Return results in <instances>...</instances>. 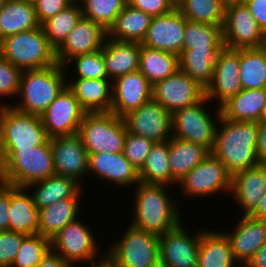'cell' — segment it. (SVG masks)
Returning a JSON list of instances; mask_svg holds the SVG:
<instances>
[{
  "label": "cell",
  "mask_w": 266,
  "mask_h": 267,
  "mask_svg": "<svg viewBox=\"0 0 266 267\" xmlns=\"http://www.w3.org/2000/svg\"><path fill=\"white\" fill-rule=\"evenodd\" d=\"M171 186L164 184H147L139 182L133 193V215L129 223L146 232L158 236L177 227L182 220L181 201L174 198L169 189ZM167 190V191H166ZM180 203V204H179ZM179 204V205H178Z\"/></svg>",
  "instance_id": "cell-1"
},
{
  "label": "cell",
  "mask_w": 266,
  "mask_h": 267,
  "mask_svg": "<svg viewBox=\"0 0 266 267\" xmlns=\"http://www.w3.org/2000/svg\"><path fill=\"white\" fill-rule=\"evenodd\" d=\"M257 139V122L232 121L221 114L211 153L234 175L259 164Z\"/></svg>",
  "instance_id": "cell-2"
},
{
  "label": "cell",
  "mask_w": 266,
  "mask_h": 267,
  "mask_svg": "<svg viewBox=\"0 0 266 267\" xmlns=\"http://www.w3.org/2000/svg\"><path fill=\"white\" fill-rule=\"evenodd\" d=\"M67 74L59 63L43 69L22 70L16 97L19 100L10 105L21 112L42 116L67 86Z\"/></svg>",
  "instance_id": "cell-3"
},
{
  "label": "cell",
  "mask_w": 266,
  "mask_h": 267,
  "mask_svg": "<svg viewBox=\"0 0 266 267\" xmlns=\"http://www.w3.org/2000/svg\"><path fill=\"white\" fill-rule=\"evenodd\" d=\"M55 173L50 141L26 149H0V182L4 184L26 187Z\"/></svg>",
  "instance_id": "cell-4"
},
{
  "label": "cell",
  "mask_w": 266,
  "mask_h": 267,
  "mask_svg": "<svg viewBox=\"0 0 266 267\" xmlns=\"http://www.w3.org/2000/svg\"><path fill=\"white\" fill-rule=\"evenodd\" d=\"M0 56L21 70L43 69L58 64L41 25L0 41Z\"/></svg>",
  "instance_id": "cell-5"
},
{
  "label": "cell",
  "mask_w": 266,
  "mask_h": 267,
  "mask_svg": "<svg viewBox=\"0 0 266 267\" xmlns=\"http://www.w3.org/2000/svg\"><path fill=\"white\" fill-rule=\"evenodd\" d=\"M84 222L86 221L78 218L65 225L50 240L51 250L73 267L79 264H88L90 267L102 265L105 263V251L100 253L102 247L98 244L97 235L92 231L94 228Z\"/></svg>",
  "instance_id": "cell-6"
},
{
  "label": "cell",
  "mask_w": 266,
  "mask_h": 267,
  "mask_svg": "<svg viewBox=\"0 0 266 267\" xmlns=\"http://www.w3.org/2000/svg\"><path fill=\"white\" fill-rule=\"evenodd\" d=\"M125 228L121 238L112 245L108 243V248L104 249L105 262L110 267H149L160 259L158 235L140 230L130 223Z\"/></svg>",
  "instance_id": "cell-7"
},
{
  "label": "cell",
  "mask_w": 266,
  "mask_h": 267,
  "mask_svg": "<svg viewBox=\"0 0 266 267\" xmlns=\"http://www.w3.org/2000/svg\"><path fill=\"white\" fill-rule=\"evenodd\" d=\"M209 103L211 104L212 102L205 96L195 105L172 112L171 125L173 137L203 145L211 152L215 144L216 129L220 120L221 110L215 104L213 107L216 109L210 108L214 109L213 112L215 111L213 115L211 113L212 110L207 109Z\"/></svg>",
  "instance_id": "cell-8"
},
{
  "label": "cell",
  "mask_w": 266,
  "mask_h": 267,
  "mask_svg": "<svg viewBox=\"0 0 266 267\" xmlns=\"http://www.w3.org/2000/svg\"><path fill=\"white\" fill-rule=\"evenodd\" d=\"M126 134L123 118L113 112L86 113L78 130L88 155L123 152Z\"/></svg>",
  "instance_id": "cell-9"
},
{
  "label": "cell",
  "mask_w": 266,
  "mask_h": 267,
  "mask_svg": "<svg viewBox=\"0 0 266 267\" xmlns=\"http://www.w3.org/2000/svg\"><path fill=\"white\" fill-rule=\"evenodd\" d=\"M49 141L41 116L0 106V149H26Z\"/></svg>",
  "instance_id": "cell-10"
},
{
  "label": "cell",
  "mask_w": 266,
  "mask_h": 267,
  "mask_svg": "<svg viewBox=\"0 0 266 267\" xmlns=\"http://www.w3.org/2000/svg\"><path fill=\"white\" fill-rule=\"evenodd\" d=\"M231 180L232 175L227 171L226 166L210 153L185 175L176 187L182 189L180 192L182 196H186V199L192 197L206 200L215 195H230Z\"/></svg>",
  "instance_id": "cell-11"
},
{
  "label": "cell",
  "mask_w": 266,
  "mask_h": 267,
  "mask_svg": "<svg viewBox=\"0 0 266 267\" xmlns=\"http://www.w3.org/2000/svg\"><path fill=\"white\" fill-rule=\"evenodd\" d=\"M222 37L228 49L260 48L265 42V33L241 0H227Z\"/></svg>",
  "instance_id": "cell-12"
},
{
  "label": "cell",
  "mask_w": 266,
  "mask_h": 267,
  "mask_svg": "<svg viewBox=\"0 0 266 267\" xmlns=\"http://www.w3.org/2000/svg\"><path fill=\"white\" fill-rule=\"evenodd\" d=\"M122 118L129 133L154 142H166L173 137L171 113L153 98Z\"/></svg>",
  "instance_id": "cell-13"
},
{
  "label": "cell",
  "mask_w": 266,
  "mask_h": 267,
  "mask_svg": "<svg viewBox=\"0 0 266 267\" xmlns=\"http://www.w3.org/2000/svg\"><path fill=\"white\" fill-rule=\"evenodd\" d=\"M183 223L159 236L160 260L168 267L198 266L201 229L190 234Z\"/></svg>",
  "instance_id": "cell-14"
},
{
  "label": "cell",
  "mask_w": 266,
  "mask_h": 267,
  "mask_svg": "<svg viewBox=\"0 0 266 267\" xmlns=\"http://www.w3.org/2000/svg\"><path fill=\"white\" fill-rule=\"evenodd\" d=\"M87 112L74 93L66 86L47 107L41 119L49 138L78 134L79 126Z\"/></svg>",
  "instance_id": "cell-15"
},
{
  "label": "cell",
  "mask_w": 266,
  "mask_h": 267,
  "mask_svg": "<svg viewBox=\"0 0 266 267\" xmlns=\"http://www.w3.org/2000/svg\"><path fill=\"white\" fill-rule=\"evenodd\" d=\"M205 97V89L180 69L152 86V98L170 113L195 105Z\"/></svg>",
  "instance_id": "cell-16"
},
{
  "label": "cell",
  "mask_w": 266,
  "mask_h": 267,
  "mask_svg": "<svg viewBox=\"0 0 266 267\" xmlns=\"http://www.w3.org/2000/svg\"><path fill=\"white\" fill-rule=\"evenodd\" d=\"M49 141L56 174L70 177L84 186L88 179L89 155L81 137L78 134L57 136L49 138Z\"/></svg>",
  "instance_id": "cell-17"
},
{
  "label": "cell",
  "mask_w": 266,
  "mask_h": 267,
  "mask_svg": "<svg viewBox=\"0 0 266 267\" xmlns=\"http://www.w3.org/2000/svg\"><path fill=\"white\" fill-rule=\"evenodd\" d=\"M242 90L239 71V49L223 48L217 56L211 83L205 89V96L217 107Z\"/></svg>",
  "instance_id": "cell-18"
},
{
  "label": "cell",
  "mask_w": 266,
  "mask_h": 267,
  "mask_svg": "<svg viewBox=\"0 0 266 267\" xmlns=\"http://www.w3.org/2000/svg\"><path fill=\"white\" fill-rule=\"evenodd\" d=\"M91 175L101 185L108 183L120 189L130 187L131 190L140 182L139 171L126 159L123 152L89 154L88 178Z\"/></svg>",
  "instance_id": "cell-19"
},
{
  "label": "cell",
  "mask_w": 266,
  "mask_h": 267,
  "mask_svg": "<svg viewBox=\"0 0 266 267\" xmlns=\"http://www.w3.org/2000/svg\"><path fill=\"white\" fill-rule=\"evenodd\" d=\"M236 218L237 223L233 225V230L224 228L226 232L223 233L230 242L235 261L240 267H243L253 258L257 250L266 243V220L251 215H242L241 218H238V216Z\"/></svg>",
  "instance_id": "cell-20"
},
{
  "label": "cell",
  "mask_w": 266,
  "mask_h": 267,
  "mask_svg": "<svg viewBox=\"0 0 266 267\" xmlns=\"http://www.w3.org/2000/svg\"><path fill=\"white\" fill-rule=\"evenodd\" d=\"M186 20L177 7L169 13L153 16L140 44L179 56L182 52Z\"/></svg>",
  "instance_id": "cell-21"
},
{
  "label": "cell",
  "mask_w": 266,
  "mask_h": 267,
  "mask_svg": "<svg viewBox=\"0 0 266 267\" xmlns=\"http://www.w3.org/2000/svg\"><path fill=\"white\" fill-rule=\"evenodd\" d=\"M107 38V30L91 19L81 17L56 50L57 62L64 66L71 58L101 50Z\"/></svg>",
  "instance_id": "cell-22"
},
{
  "label": "cell",
  "mask_w": 266,
  "mask_h": 267,
  "mask_svg": "<svg viewBox=\"0 0 266 267\" xmlns=\"http://www.w3.org/2000/svg\"><path fill=\"white\" fill-rule=\"evenodd\" d=\"M266 192V165L239 171L232 175L230 199L234 200L241 215H252L260 204V199Z\"/></svg>",
  "instance_id": "cell-23"
},
{
  "label": "cell",
  "mask_w": 266,
  "mask_h": 267,
  "mask_svg": "<svg viewBox=\"0 0 266 267\" xmlns=\"http://www.w3.org/2000/svg\"><path fill=\"white\" fill-rule=\"evenodd\" d=\"M152 98V85L138 70L112 81L111 112L124 117Z\"/></svg>",
  "instance_id": "cell-24"
},
{
  "label": "cell",
  "mask_w": 266,
  "mask_h": 267,
  "mask_svg": "<svg viewBox=\"0 0 266 267\" xmlns=\"http://www.w3.org/2000/svg\"><path fill=\"white\" fill-rule=\"evenodd\" d=\"M67 76V87L87 113L111 112L112 81L110 79H74Z\"/></svg>",
  "instance_id": "cell-25"
},
{
  "label": "cell",
  "mask_w": 266,
  "mask_h": 267,
  "mask_svg": "<svg viewBox=\"0 0 266 267\" xmlns=\"http://www.w3.org/2000/svg\"><path fill=\"white\" fill-rule=\"evenodd\" d=\"M25 188L31 194L38 210L62 199L83 198V193L86 191L77 180L56 173L46 179L30 183Z\"/></svg>",
  "instance_id": "cell-26"
},
{
  "label": "cell",
  "mask_w": 266,
  "mask_h": 267,
  "mask_svg": "<svg viewBox=\"0 0 266 267\" xmlns=\"http://www.w3.org/2000/svg\"><path fill=\"white\" fill-rule=\"evenodd\" d=\"M108 79L138 71L140 43L106 38L101 49Z\"/></svg>",
  "instance_id": "cell-27"
},
{
  "label": "cell",
  "mask_w": 266,
  "mask_h": 267,
  "mask_svg": "<svg viewBox=\"0 0 266 267\" xmlns=\"http://www.w3.org/2000/svg\"><path fill=\"white\" fill-rule=\"evenodd\" d=\"M9 230L25 235L38 234L39 210L25 187L10 186Z\"/></svg>",
  "instance_id": "cell-28"
},
{
  "label": "cell",
  "mask_w": 266,
  "mask_h": 267,
  "mask_svg": "<svg viewBox=\"0 0 266 267\" xmlns=\"http://www.w3.org/2000/svg\"><path fill=\"white\" fill-rule=\"evenodd\" d=\"M202 229L197 267H240L223 231L217 228Z\"/></svg>",
  "instance_id": "cell-29"
},
{
  "label": "cell",
  "mask_w": 266,
  "mask_h": 267,
  "mask_svg": "<svg viewBox=\"0 0 266 267\" xmlns=\"http://www.w3.org/2000/svg\"><path fill=\"white\" fill-rule=\"evenodd\" d=\"M82 198H68L39 209L38 234L51 240L68 223L78 219L82 213Z\"/></svg>",
  "instance_id": "cell-30"
},
{
  "label": "cell",
  "mask_w": 266,
  "mask_h": 267,
  "mask_svg": "<svg viewBox=\"0 0 266 267\" xmlns=\"http://www.w3.org/2000/svg\"><path fill=\"white\" fill-rule=\"evenodd\" d=\"M266 104V89H242L221 107V114L232 121L258 122Z\"/></svg>",
  "instance_id": "cell-31"
},
{
  "label": "cell",
  "mask_w": 266,
  "mask_h": 267,
  "mask_svg": "<svg viewBox=\"0 0 266 267\" xmlns=\"http://www.w3.org/2000/svg\"><path fill=\"white\" fill-rule=\"evenodd\" d=\"M40 26L34 3L23 0H7L0 8V41L19 32Z\"/></svg>",
  "instance_id": "cell-32"
},
{
  "label": "cell",
  "mask_w": 266,
  "mask_h": 267,
  "mask_svg": "<svg viewBox=\"0 0 266 267\" xmlns=\"http://www.w3.org/2000/svg\"><path fill=\"white\" fill-rule=\"evenodd\" d=\"M210 153L203 145L172 137L169 140L171 177L178 183Z\"/></svg>",
  "instance_id": "cell-33"
},
{
  "label": "cell",
  "mask_w": 266,
  "mask_h": 267,
  "mask_svg": "<svg viewBox=\"0 0 266 267\" xmlns=\"http://www.w3.org/2000/svg\"><path fill=\"white\" fill-rule=\"evenodd\" d=\"M152 16L128 4L107 31V38L141 43L150 26Z\"/></svg>",
  "instance_id": "cell-34"
},
{
  "label": "cell",
  "mask_w": 266,
  "mask_h": 267,
  "mask_svg": "<svg viewBox=\"0 0 266 267\" xmlns=\"http://www.w3.org/2000/svg\"><path fill=\"white\" fill-rule=\"evenodd\" d=\"M222 49H182L179 69L206 89L211 83L218 53Z\"/></svg>",
  "instance_id": "cell-35"
},
{
  "label": "cell",
  "mask_w": 266,
  "mask_h": 267,
  "mask_svg": "<svg viewBox=\"0 0 266 267\" xmlns=\"http://www.w3.org/2000/svg\"><path fill=\"white\" fill-rule=\"evenodd\" d=\"M138 70L153 86L179 70V56L140 44Z\"/></svg>",
  "instance_id": "cell-36"
},
{
  "label": "cell",
  "mask_w": 266,
  "mask_h": 267,
  "mask_svg": "<svg viewBox=\"0 0 266 267\" xmlns=\"http://www.w3.org/2000/svg\"><path fill=\"white\" fill-rule=\"evenodd\" d=\"M139 179L147 184H164L176 187L169 167V141L155 142L139 170Z\"/></svg>",
  "instance_id": "cell-37"
},
{
  "label": "cell",
  "mask_w": 266,
  "mask_h": 267,
  "mask_svg": "<svg viewBox=\"0 0 266 267\" xmlns=\"http://www.w3.org/2000/svg\"><path fill=\"white\" fill-rule=\"evenodd\" d=\"M239 71L242 89H266V49H239Z\"/></svg>",
  "instance_id": "cell-38"
},
{
  "label": "cell",
  "mask_w": 266,
  "mask_h": 267,
  "mask_svg": "<svg viewBox=\"0 0 266 267\" xmlns=\"http://www.w3.org/2000/svg\"><path fill=\"white\" fill-rule=\"evenodd\" d=\"M227 0H182L176 7L191 22L223 27Z\"/></svg>",
  "instance_id": "cell-39"
},
{
  "label": "cell",
  "mask_w": 266,
  "mask_h": 267,
  "mask_svg": "<svg viewBox=\"0 0 266 267\" xmlns=\"http://www.w3.org/2000/svg\"><path fill=\"white\" fill-rule=\"evenodd\" d=\"M83 16L81 5L75 0L71 5L44 21L41 27L50 45L57 50Z\"/></svg>",
  "instance_id": "cell-40"
},
{
  "label": "cell",
  "mask_w": 266,
  "mask_h": 267,
  "mask_svg": "<svg viewBox=\"0 0 266 267\" xmlns=\"http://www.w3.org/2000/svg\"><path fill=\"white\" fill-rule=\"evenodd\" d=\"M223 49L222 28L207 23L185 21L182 49Z\"/></svg>",
  "instance_id": "cell-41"
},
{
  "label": "cell",
  "mask_w": 266,
  "mask_h": 267,
  "mask_svg": "<svg viewBox=\"0 0 266 267\" xmlns=\"http://www.w3.org/2000/svg\"><path fill=\"white\" fill-rule=\"evenodd\" d=\"M78 2L83 17L100 24L107 31L127 4V0H78Z\"/></svg>",
  "instance_id": "cell-42"
},
{
  "label": "cell",
  "mask_w": 266,
  "mask_h": 267,
  "mask_svg": "<svg viewBox=\"0 0 266 267\" xmlns=\"http://www.w3.org/2000/svg\"><path fill=\"white\" fill-rule=\"evenodd\" d=\"M64 67L68 73H71V71L72 73L73 71L76 72L73 73L75 79H108L101 50L89 54L77 55L71 58Z\"/></svg>",
  "instance_id": "cell-43"
},
{
  "label": "cell",
  "mask_w": 266,
  "mask_h": 267,
  "mask_svg": "<svg viewBox=\"0 0 266 267\" xmlns=\"http://www.w3.org/2000/svg\"><path fill=\"white\" fill-rule=\"evenodd\" d=\"M51 249L50 240L40 234L27 235L11 267H36Z\"/></svg>",
  "instance_id": "cell-44"
},
{
  "label": "cell",
  "mask_w": 266,
  "mask_h": 267,
  "mask_svg": "<svg viewBox=\"0 0 266 267\" xmlns=\"http://www.w3.org/2000/svg\"><path fill=\"white\" fill-rule=\"evenodd\" d=\"M22 70L18 67H15L10 62L5 60L0 56V97L3 98V102H1L0 98V106L10 105V102H5L4 98H14L15 100L20 84Z\"/></svg>",
  "instance_id": "cell-45"
},
{
  "label": "cell",
  "mask_w": 266,
  "mask_h": 267,
  "mask_svg": "<svg viewBox=\"0 0 266 267\" xmlns=\"http://www.w3.org/2000/svg\"><path fill=\"white\" fill-rule=\"evenodd\" d=\"M154 141L143 136L127 132L123 154L126 159L139 171L150 153Z\"/></svg>",
  "instance_id": "cell-46"
},
{
  "label": "cell",
  "mask_w": 266,
  "mask_h": 267,
  "mask_svg": "<svg viewBox=\"0 0 266 267\" xmlns=\"http://www.w3.org/2000/svg\"><path fill=\"white\" fill-rule=\"evenodd\" d=\"M27 235L10 230L0 232V265L11 267Z\"/></svg>",
  "instance_id": "cell-47"
},
{
  "label": "cell",
  "mask_w": 266,
  "mask_h": 267,
  "mask_svg": "<svg viewBox=\"0 0 266 267\" xmlns=\"http://www.w3.org/2000/svg\"><path fill=\"white\" fill-rule=\"evenodd\" d=\"M75 0H36L35 13L40 25L71 5Z\"/></svg>",
  "instance_id": "cell-48"
},
{
  "label": "cell",
  "mask_w": 266,
  "mask_h": 267,
  "mask_svg": "<svg viewBox=\"0 0 266 267\" xmlns=\"http://www.w3.org/2000/svg\"><path fill=\"white\" fill-rule=\"evenodd\" d=\"M127 4L152 17L169 13L175 8L170 0H127Z\"/></svg>",
  "instance_id": "cell-49"
},
{
  "label": "cell",
  "mask_w": 266,
  "mask_h": 267,
  "mask_svg": "<svg viewBox=\"0 0 266 267\" xmlns=\"http://www.w3.org/2000/svg\"><path fill=\"white\" fill-rule=\"evenodd\" d=\"M10 185L0 182V232L9 230Z\"/></svg>",
  "instance_id": "cell-50"
},
{
  "label": "cell",
  "mask_w": 266,
  "mask_h": 267,
  "mask_svg": "<svg viewBox=\"0 0 266 267\" xmlns=\"http://www.w3.org/2000/svg\"><path fill=\"white\" fill-rule=\"evenodd\" d=\"M266 34V0H241Z\"/></svg>",
  "instance_id": "cell-51"
},
{
  "label": "cell",
  "mask_w": 266,
  "mask_h": 267,
  "mask_svg": "<svg viewBox=\"0 0 266 267\" xmlns=\"http://www.w3.org/2000/svg\"><path fill=\"white\" fill-rule=\"evenodd\" d=\"M258 139L256 152L259 164L266 165V121H258Z\"/></svg>",
  "instance_id": "cell-52"
},
{
  "label": "cell",
  "mask_w": 266,
  "mask_h": 267,
  "mask_svg": "<svg viewBox=\"0 0 266 267\" xmlns=\"http://www.w3.org/2000/svg\"><path fill=\"white\" fill-rule=\"evenodd\" d=\"M36 267H73L65 261L59 254L49 250Z\"/></svg>",
  "instance_id": "cell-53"
},
{
  "label": "cell",
  "mask_w": 266,
  "mask_h": 267,
  "mask_svg": "<svg viewBox=\"0 0 266 267\" xmlns=\"http://www.w3.org/2000/svg\"><path fill=\"white\" fill-rule=\"evenodd\" d=\"M243 267H266V243L257 250L253 258Z\"/></svg>",
  "instance_id": "cell-54"
},
{
  "label": "cell",
  "mask_w": 266,
  "mask_h": 267,
  "mask_svg": "<svg viewBox=\"0 0 266 267\" xmlns=\"http://www.w3.org/2000/svg\"><path fill=\"white\" fill-rule=\"evenodd\" d=\"M251 216L266 220V192L260 199L258 209Z\"/></svg>",
  "instance_id": "cell-55"
},
{
  "label": "cell",
  "mask_w": 266,
  "mask_h": 267,
  "mask_svg": "<svg viewBox=\"0 0 266 267\" xmlns=\"http://www.w3.org/2000/svg\"><path fill=\"white\" fill-rule=\"evenodd\" d=\"M149 267H168V266L159 259L155 263L151 264Z\"/></svg>",
  "instance_id": "cell-56"
},
{
  "label": "cell",
  "mask_w": 266,
  "mask_h": 267,
  "mask_svg": "<svg viewBox=\"0 0 266 267\" xmlns=\"http://www.w3.org/2000/svg\"><path fill=\"white\" fill-rule=\"evenodd\" d=\"M261 121H266V104L263 108V111H262V116H261Z\"/></svg>",
  "instance_id": "cell-57"
},
{
  "label": "cell",
  "mask_w": 266,
  "mask_h": 267,
  "mask_svg": "<svg viewBox=\"0 0 266 267\" xmlns=\"http://www.w3.org/2000/svg\"><path fill=\"white\" fill-rule=\"evenodd\" d=\"M170 1L176 7L182 0H170Z\"/></svg>",
  "instance_id": "cell-58"
},
{
  "label": "cell",
  "mask_w": 266,
  "mask_h": 267,
  "mask_svg": "<svg viewBox=\"0 0 266 267\" xmlns=\"http://www.w3.org/2000/svg\"><path fill=\"white\" fill-rule=\"evenodd\" d=\"M89 267V266H88ZM95 267H110L106 262L102 265H99V266H95Z\"/></svg>",
  "instance_id": "cell-59"
},
{
  "label": "cell",
  "mask_w": 266,
  "mask_h": 267,
  "mask_svg": "<svg viewBox=\"0 0 266 267\" xmlns=\"http://www.w3.org/2000/svg\"><path fill=\"white\" fill-rule=\"evenodd\" d=\"M7 0H0V8L6 3Z\"/></svg>",
  "instance_id": "cell-60"
},
{
  "label": "cell",
  "mask_w": 266,
  "mask_h": 267,
  "mask_svg": "<svg viewBox=\"0 0 266 267\" xmlns=\"http://www.w3.org/2000/svg\"><path fill=\"white\" fill-rule=\"evenodd\" d=\"M23 1L34 3L36 0H23Z\"/></svg>",
  "instance_id": "cell-61"
},
{
  "label": "cell",
  "mask_w": 266,
  "mask_h": 267,
  "mask_svg": "<svg viewBox=\"0 0 266 267\" xmlns=\"http://www.w3.org/2000/svg\"><path fill=\"white\" fill-rule=\"evenodd\" d=\"M263 47L266 49V34H265V42H264V46Z\"/></svg>",
  "instance_id": "cell-62"
}]
</instances>
